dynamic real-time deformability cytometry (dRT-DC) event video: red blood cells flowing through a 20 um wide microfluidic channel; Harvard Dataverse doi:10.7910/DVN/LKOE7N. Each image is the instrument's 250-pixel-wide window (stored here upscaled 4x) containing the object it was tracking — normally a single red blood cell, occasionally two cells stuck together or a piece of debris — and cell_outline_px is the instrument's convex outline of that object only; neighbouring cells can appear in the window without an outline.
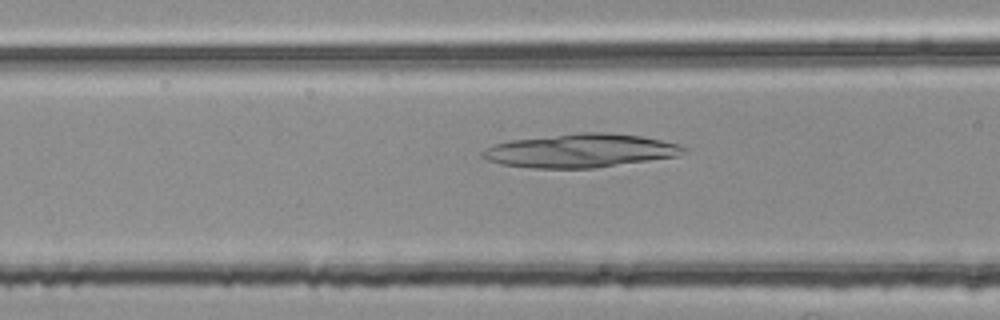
{"species": "common noctule bat (a hibernating species)", "species_latin": "Nyctalus noctula", "temperature_condition": "room temperature", "stored_images_in_passage": 15, "camera_frame_rate_fps": 3000, "um_per_image_px": 0.085, "animal": {"sex": "female", "body_mass_g": 25.1}, "frame": {"image": 1, "passage_image": 9, "time_ms": 2.667, "image_size_px": [1000, 320], "cell_outline_px": [[688, 148], [676, 156], [596, 168], [532, 168], [500, 164], [488, 160], [480, 156], [480, 152], [496, 144], [512, 140], [580, 132], [608, 132], [640, 136], [680, 144]], "centroid_in_image_um": [49.33, 12.81], "position_along_channel_um": 117.3, "area_um2": 39.13}}
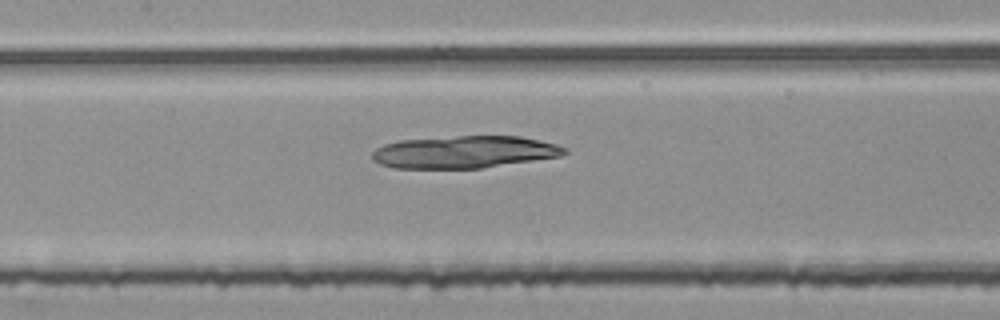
{"frame": {"image": 2, "passage_image": 13, "time_ms": 4.0, "image_size_px": [1000, 320], "cell_outline_px": [[568, 152], [560, 156], [480, 168], [392, 168], [380, 164], [372, 160], [372, 152], [376, 148], [384, 144], [400, 140], [456, 136], [520, 136], [540, 140], [556, 144], [568, 148]], "centroid_in_image_um": [39.45, 12.91], "position_along_channel_um": 168.0, "area_um2": 36.18}}